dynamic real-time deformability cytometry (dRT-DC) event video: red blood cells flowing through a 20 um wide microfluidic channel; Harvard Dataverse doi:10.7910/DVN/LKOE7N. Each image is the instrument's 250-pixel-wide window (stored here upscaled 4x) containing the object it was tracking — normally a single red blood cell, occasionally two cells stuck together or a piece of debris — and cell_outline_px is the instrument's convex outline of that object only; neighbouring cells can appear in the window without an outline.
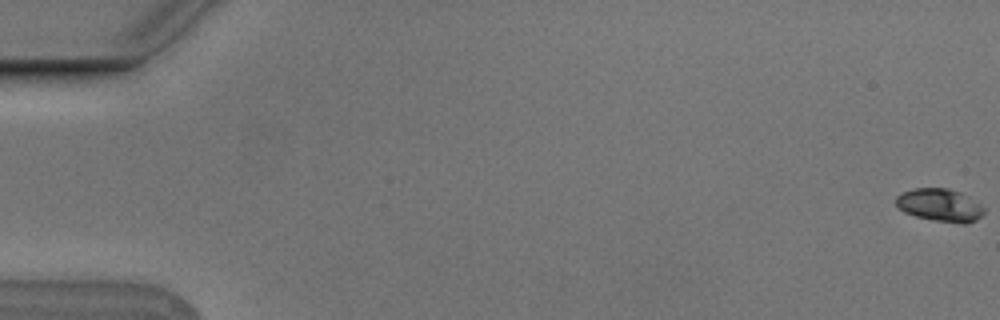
{"species": "Egyptian fruit bat (a non-hibernating species)", "species_latin": "Rousettus aegyptiacus", "temperature_condition": "cold", "stored_images_in_passage": 20, "camera_frame_rate_fps": 3000, "um_per_image_px": 0.085, "animal": {"sex": "male"}, "frame": {"image": 1, "passage_image": 1, "time_ms": 0.0, "image_size_px": [1000, 320], "cell_outline_px": [[984, 212], [976, 220], [968, 224], [960, 224], [932, 220], [916, 216], [904, 212], [896, 208], [896, 196], [904, 192], [916, 188], [948, 188], [960, 192], [980, 204], [984, 208]], "centroid_in_image_um": [79.88, 17.45], "position_along_channel_um": 5.1, "area_um2": 16.88}}
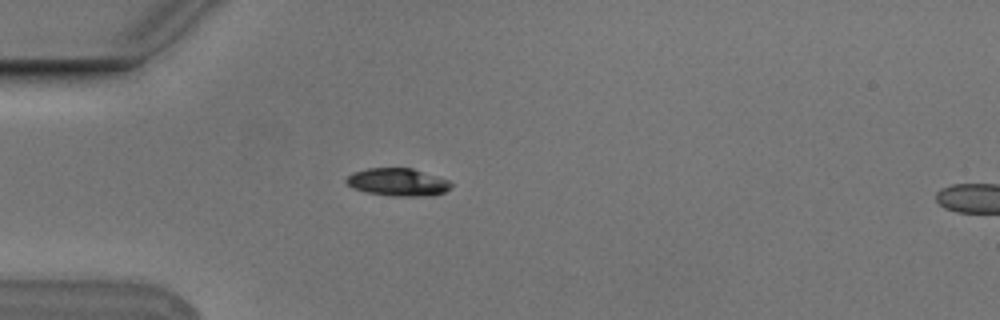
{"frame": {"image": 2, "passage_image": 17, "time_ms": 5.333, "image_size_px": [1000, 320], "cell_outline_px": [[452, 188], [444, 192], [432, 196], [392, 196], [368, 192], [352, 188], [344, 180], [352, 172], [368, 168], [412, 168], [448, 180], [452, 184]], "centroid_in_image_um": [33.82, 15.48], "position_along_channel_um": 51.2, "area_um2": 16.94}}